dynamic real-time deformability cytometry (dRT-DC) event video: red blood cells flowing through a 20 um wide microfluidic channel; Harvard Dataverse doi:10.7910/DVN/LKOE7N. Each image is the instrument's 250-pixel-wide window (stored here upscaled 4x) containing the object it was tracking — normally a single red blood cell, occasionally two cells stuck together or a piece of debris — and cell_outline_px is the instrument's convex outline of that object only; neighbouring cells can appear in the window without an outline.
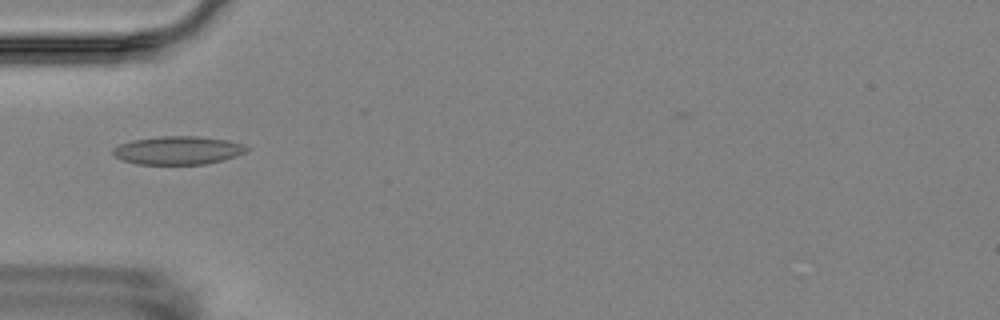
{"species": "Egyptian fruit bat (a non-hibernating species)", "species_latin": "Rousettus aegyptiacus", "temperature_condition": "room temperature", "stored_images_in_passage": 4, "camera_frame_rate_fps": 3000, "um_per_image_px": 0.085, "animal": {"sex": "female"}, "frame": {"image": 1, "passage_image": 2, "time_ms": 1.333, "image_size_px": [1000, 320], "cell_outline_px": [[252, 148], [248, 152], [224, 160], [204, 164], [136, 164], [112, 156], [112, 148], [120, 144], [132, 140], [160, 136], [200, 136], [228, 140], [244, 144]], "centroid_in_image_um": [15.17, 12.77], "position_along_channel_um": 69.8, "area_um2": 22.37}}
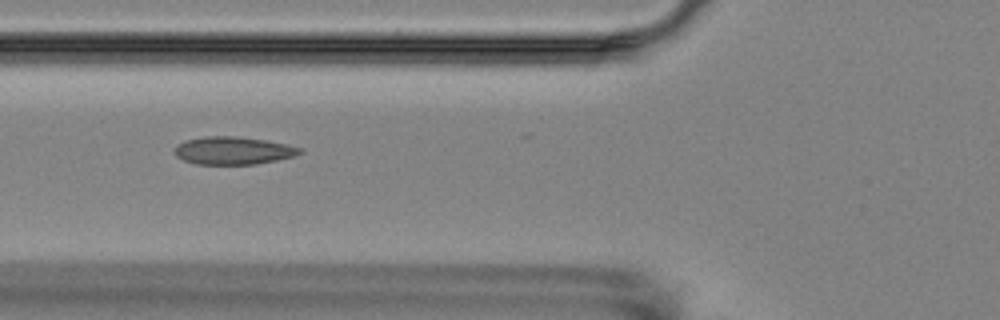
{"frame": {"image": 2, "passage_image": 3, "time_ms": 2.333, "image_size_px": [1000, 320], "cell_outline_px": [[304, 152], [292, 156], [276, 160], [256, 164], [196, 164], [184, 160], [176, 156], [176, 144], [184, 140], [204, 136], [236, 136], [264, 140], [284, 144], [300, 148]], "centroid_in_image_um": [19.78, 12.79], "position_along_channel_um": 106.0, "area_um2": 20.06}}
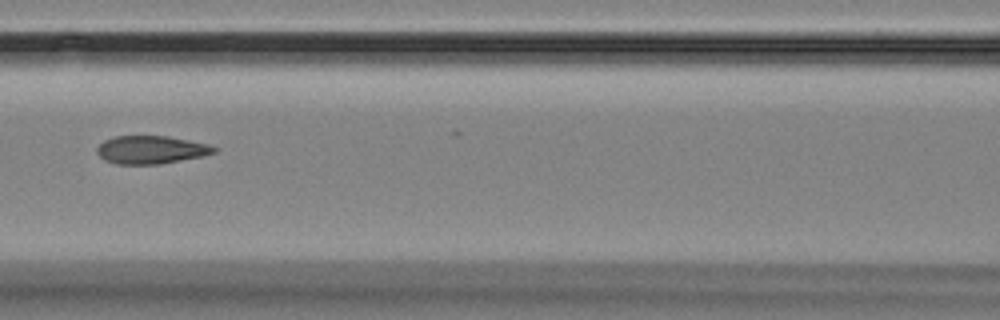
{"frame": {"image": 3, "passage_image": 4, "time_ms": 3.667, "image_size_px": [1000, 320], "cell_outline_px": [[220, 148], [216, 152], [204, 156], [160, 164], [116, 164], [104, 160], [96, 152], [96, 148], [104, 140], [112, 136], [168, 136], [208, 144]], "centroid_in_image_um": [12.85, 12.73], "position_along_channel_um": 153.8, "area_um2": 19.31}}